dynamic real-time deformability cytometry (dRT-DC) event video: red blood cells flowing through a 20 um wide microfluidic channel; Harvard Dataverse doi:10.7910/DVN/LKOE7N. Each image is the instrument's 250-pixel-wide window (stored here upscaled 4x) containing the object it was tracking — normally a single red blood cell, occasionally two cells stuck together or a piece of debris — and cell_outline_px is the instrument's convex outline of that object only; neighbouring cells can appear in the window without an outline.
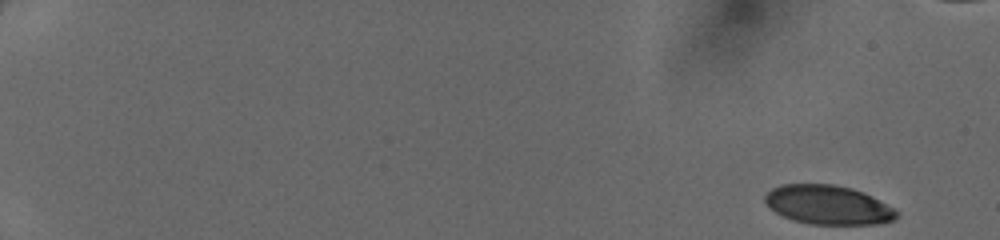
{"species": "human", "species_latin": "Homo sapiens", "temperature_condition": "cold", "stored_images_in_passage": 49, "camera_frame_rate_fps": 3000, "um_per_image_px": 0.085, "donor": {"sex": "female"}, "frame": {"image": 1, "passage_image": 1, "time_ms": 0.0, "image_size_px": [1000, 240], "cell_outline_px": [[900, 216], [896, 220], [876, 224], [808, 224], [792, 220], [768, 208], [764, 200], [764, 196], [772, 188], [784, 184], [832, 184], [852, 188], [864, 192], [896, 208], [900, 212]], "centroid_in_image_um": [70.43, 17.42], "position_along_channel_um": 14.6, "area_um2": 30.4}}
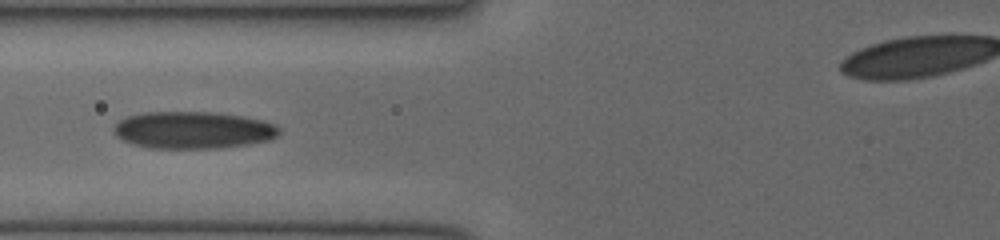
{"frame": {"image": 2, "passage_image": 21, "time_ms": 6.667, "image_size_px": [1000, 240], "cell_outline_px": [[280, 132], [276, 136], [268, 140], [248, 144], [220, 148], [148, 148], [132, 144], [116, 136], [112, 132], [112, 128], [120, 120], [128, 116], [144, 112], [212, 112], [240, 116], [264, 120], [280, 128]], "centroid_in_image_um": [16.38, 11.06], "position_along_channel_um": 109.4, "area_um2": 35.78}}
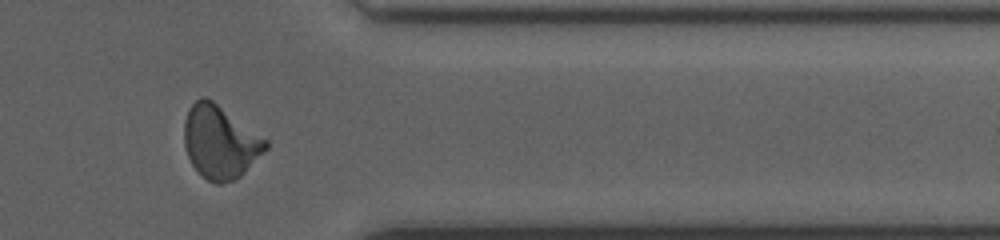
{"frame": {"image": 3, "passage_image": 41, "time_ms": 13.333, "image_size_px": [1000, 240], "cell_outline_px": [[268, 148], [236, 180], [220, 184], [216, 184], [208, 180], [192, 164], [188, 156], [184, 144], [184, 120], [188, 108], [200, 96], [204, 96], [212, 100], [268, 140]], "centroid_in_image_um": [18.7, 12.06], "position_along_channel_um": 392.7, "area_um2": 34.51}}